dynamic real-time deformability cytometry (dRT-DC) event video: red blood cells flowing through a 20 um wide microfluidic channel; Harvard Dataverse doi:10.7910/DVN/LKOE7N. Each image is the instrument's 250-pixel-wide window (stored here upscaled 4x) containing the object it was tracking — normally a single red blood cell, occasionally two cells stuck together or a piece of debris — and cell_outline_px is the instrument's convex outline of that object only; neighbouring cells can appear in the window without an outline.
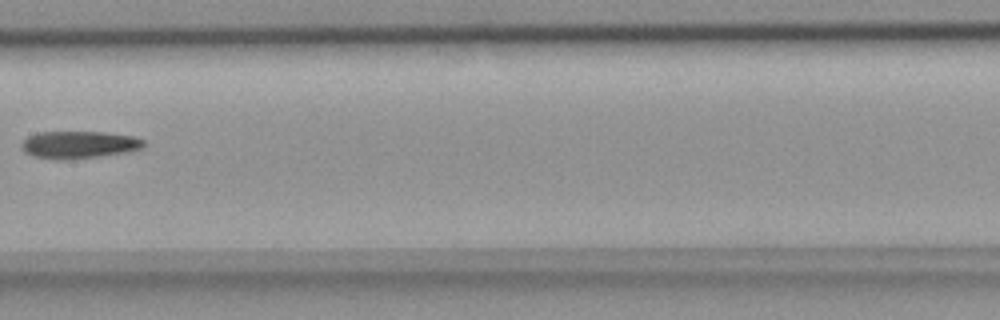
{"species": "common noctule bat (a hibernating species)", "species_latin": "Nyctalus noctula", "temperature_condition": "room temperature", "stored_images_in_passage": 8, "camera_frame_rate_fps": 3000, "um_per_image_px": 0.085, "animal": {"sex": "female", "body_mass_g": 18.4}, "frame": {"image": 1, "passage_image": 8, "time_ms": 2.333, "image_size_px": [1000, 320], "cell_outline_px": [[144, 148], [128, 152], [100, 156], [68, 160], [52, 160], [32, 156], [24, 152], [20, 148], [20, 144], [28, 136], [36, 132], [104, 132], [132, 136], [144, 140]], "centroid_in_image_um": [6.66, 12.31], "position_along_channel_um": 200.7, "area_um2": 19.83}}